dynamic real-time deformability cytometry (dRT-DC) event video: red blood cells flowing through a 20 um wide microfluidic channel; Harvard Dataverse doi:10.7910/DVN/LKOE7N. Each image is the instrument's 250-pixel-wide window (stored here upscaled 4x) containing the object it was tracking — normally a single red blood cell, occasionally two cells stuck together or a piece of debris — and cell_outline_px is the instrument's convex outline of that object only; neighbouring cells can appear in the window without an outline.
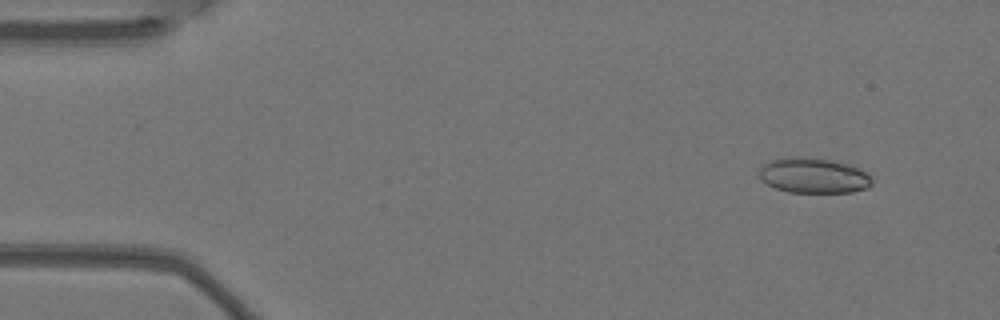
{"species": "Egyptian fruit bat (a non-hibernating species)", "species_latin": "Rousettus aegyptiacus", "temperature_condition": "warm", "stored_images_in_passage": 5, "camera_frame_rate_fps": 3000, "um_per_image_px": 0.085, "animal": {"sex": "female"}, "frame": {"image": 1, "passage_image": 2, "time_ms": 0.333, "image_size_px": [1000, 320], "cell_outline_px": [[872, 184], [868, 188], [852, 192], [788, 192], [776, 188], [760, 180], [760, 168], [764, 164], [772, 160], [796, 156], [832, 160], [852, 164], [864, 172], [872, 180]], "centroid_in_image_um": [69.16, 14.92], "position_along_channel_um": 15.8, "area_um2": 23.06}}